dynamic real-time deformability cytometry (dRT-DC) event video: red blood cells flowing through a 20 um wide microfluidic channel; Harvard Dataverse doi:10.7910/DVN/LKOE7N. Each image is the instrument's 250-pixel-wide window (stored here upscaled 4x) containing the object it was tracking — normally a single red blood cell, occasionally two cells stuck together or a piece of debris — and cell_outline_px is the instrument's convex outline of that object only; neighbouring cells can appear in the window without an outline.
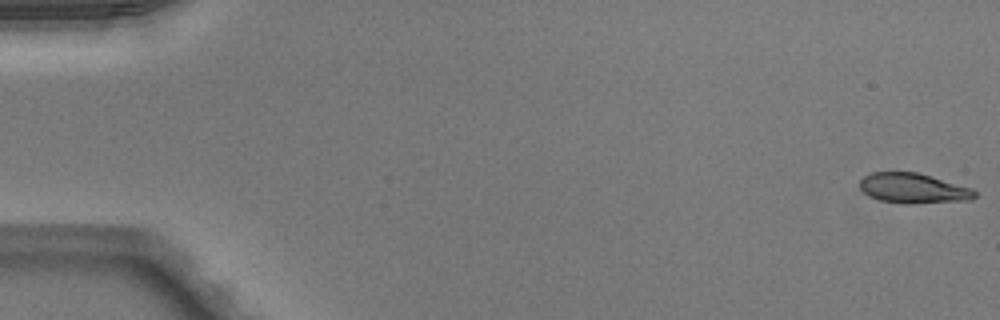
{"species": "Egyptian fruit bat (a non-hibernating species)", "species_latin": "Rousettus aegyptiacus", "temperature_condition": "warm", "stored_images_in_passage": 52, "camera_frame_rate_fps": 3000, "um_per_image_px": 0.085, "animal": {"sex": "male"}, "frame": {"image": 1, "passage_image": 1, "time_ms": 0.0, "image_size_px": [1000, 320], "cell_outline_px": [[976, 196], [972, 200], [912, 204], [904, 204], [880, 200], [868, 196], [860, 188], [860, 180], [864, 176], [872, 172], [916, 172], [932, 176], [972, 188], [976, 192]], "centroid_in_image_um": [77.64, 16.01], "position_along_channel_um": 7.4, "area_um2": 20.29}}
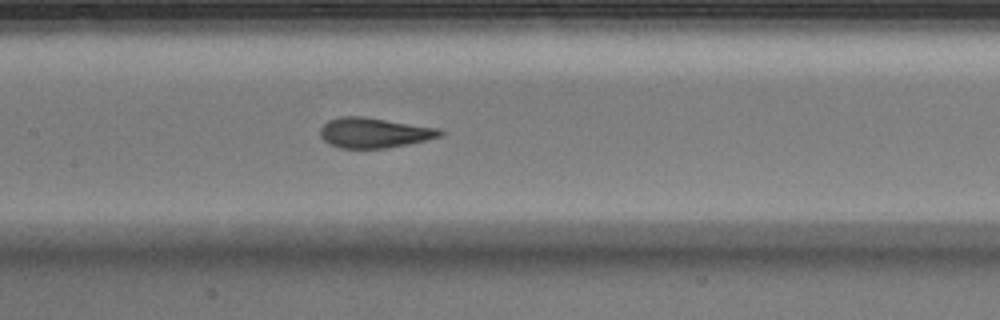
{"frame": {"image": 2, "passage_image": 25, "time_ms": 8.0, "image_size_px": [1000, 320], "cell_outline_px": [[444, 132], [440, 136], [408, 144], [388, 148], [340, 148], [328, 144], [320, 136], [320, 128], [328, 120], [340, 116], [364, 116], [440, 128]], "centroid_in_image_um": [31.78, 11.28], "position_along_channel_um": 175.6, "area_um2": 21.15}}
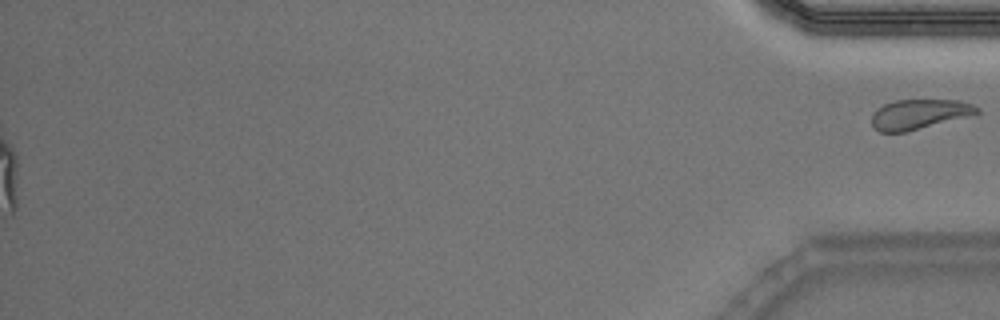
{"frame": {"image": 3, "passage_image": 52, "time_ms": 17.0, "image_size_px": [1000, 320], "cell_outline_px": [[980, 112], [904, 132], [880, 132], [872, 128], [872, 112], [876, 108], [884, 104], [896, 100], [956, 100], [972, 104], [980, 108]], "centroid_in_image_um": [78.05, 9.69], "position_along_channel_um": 357.2, "area_um2": 17.98}}